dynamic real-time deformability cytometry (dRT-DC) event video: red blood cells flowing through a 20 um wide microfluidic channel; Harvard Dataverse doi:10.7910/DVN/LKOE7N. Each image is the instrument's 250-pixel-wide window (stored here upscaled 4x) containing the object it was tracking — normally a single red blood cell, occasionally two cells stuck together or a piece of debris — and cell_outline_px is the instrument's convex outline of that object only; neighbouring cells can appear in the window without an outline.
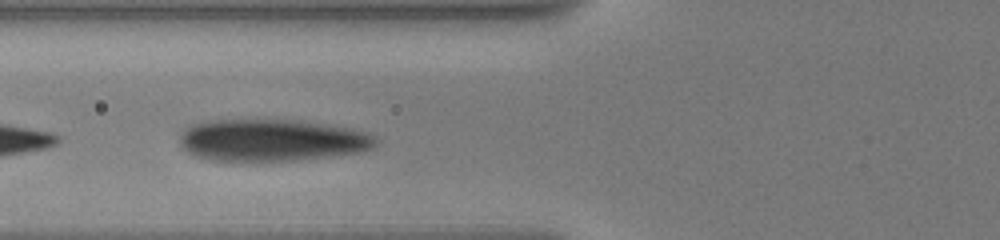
{"species": "human", "species_latin": "Homo sapiens", "temperature_condition": "warm", "stored_images_in_passage": 17, "camera_frame_rate_fps": 3000, "um_per_image_px": 0.085, "donor": {"sex": "male"}, "frame": {"image": 1, "passage_image": 7, "time_ms": 1.333, "image_size_px": [1000, 240], "cell_outline_px": [[376, 144], [372, 148], [356, 152], [332, 156], [296, 160], [208, 160], [196, 156], [188, 152], [180, 144], [180, 136], [192, 124], [212, 120], [296, 120], [352, 128], [368, 132], [376, 140]], "centroid_in_image_um": [23.11, 11.91], "position_along_channel_um": 102.7, "area_um2": 47.45}}
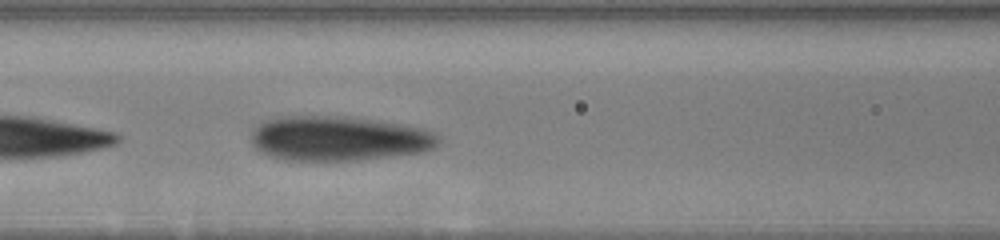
{"frame": {"image": 2, "passage_image": 12, "time_ms": 2.333, "image_size_px": [1000, 240], "cell_outline_px": [[440, 140], [432, 148], [420, 152], [360, 160], [276, 160], [260, 152], [252, 144], [252, 128], [264, 120], [280, 116], [348, 116], [380, 120], [420, 128], [432, 132]], "centroid_in_image_um": [28.69, 11.76], "position_along_channel_um": 137.9, "area_um2": 49.01}}